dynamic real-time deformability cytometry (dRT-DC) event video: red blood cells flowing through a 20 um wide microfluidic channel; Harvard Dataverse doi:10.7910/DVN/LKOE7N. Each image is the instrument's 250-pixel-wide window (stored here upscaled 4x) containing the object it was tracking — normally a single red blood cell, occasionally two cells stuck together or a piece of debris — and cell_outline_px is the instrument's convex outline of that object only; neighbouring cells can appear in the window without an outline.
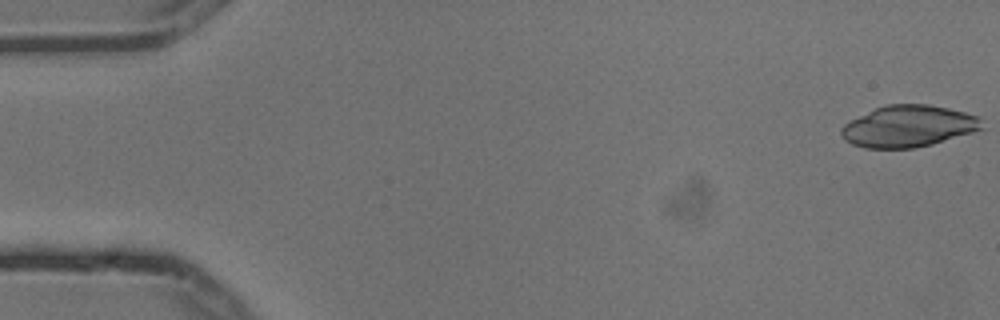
{"species": "common noctule bat (a hibernating species)", "species_latin": "Nyctalus noctula", "temperature_condition": "cold", "stored_images_in_passage": 5, "camera_frame_rate_fps": 3000, "um_per_image_px": 0.085, "animal": {"sex": "male", "body_mass_g": 13.3}, "frame": {"image": 1, "passage_image": 1, "time_ms": 0.0, "image_size_px": [1000, 320], "cell_outline_px": [[984, 128], [972, 132], [932, 144], [912, 148], [864, 148], [852, 144], [844, 140], [840, 132], [840, 128], [844, 124], [876, 108], [888, 104], [928, 104], [948, 108], [980, 116]], "centroid_in_image_um": [77.22, 10.73], "position_along_channel_um": 7.8, "area_um2": 33.93}}